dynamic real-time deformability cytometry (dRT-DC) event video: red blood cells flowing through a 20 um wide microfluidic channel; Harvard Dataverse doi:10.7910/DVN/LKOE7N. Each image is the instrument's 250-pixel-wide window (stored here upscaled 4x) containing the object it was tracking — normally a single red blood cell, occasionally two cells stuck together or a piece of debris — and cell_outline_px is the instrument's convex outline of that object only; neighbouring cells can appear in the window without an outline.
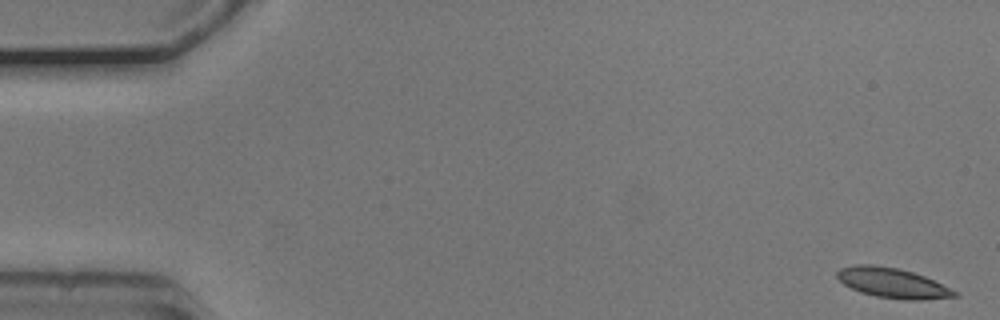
{"species": "common noctule bat (a hibernating species)", "species_latin": "Nyctalus noctula", "temperature_condition": "cold", "stored_images_in_passage": 52, "camera_frame_rate_fps": 3000, "um_per_image_px": 0.085, "animal": {"sex": "male", "body_mass_g": 20.5, "forearm_length_mm": 52.5}, "frame": {"image": 1, "passage_image": 1, "time_ms": 0.0, "image_size_px": [1000, 320], "cell_outline_px": [[960, 296], [920, 300], [904, 300], [876, 296], [860, 292], [844, 284], [836, 276], [836, 272], [840, 268], [856, 264], [872, 264], [896, 268], [912, 272], [924, 276], [960, 292]], "centroid_in_image_um": [75.89, 24.05], "position_along_channel_um": 9.1, "area_um2": 20.52}}
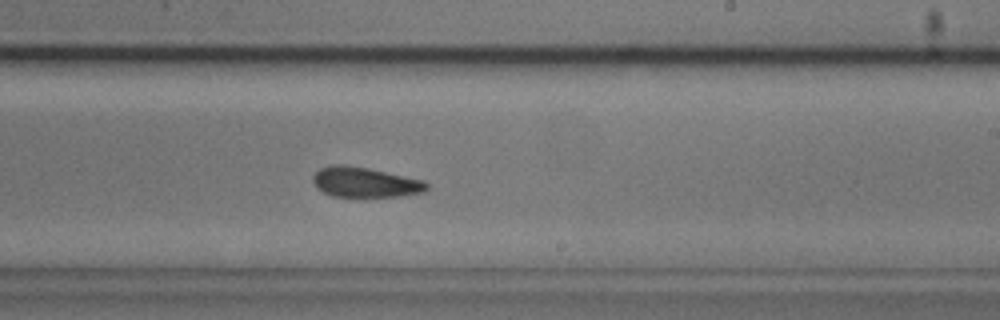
{"frame": {"image": 2, "passage_image": 32, "time_ms": 10.333, "image_size_px": [1000, 320], "cell_outline_px": [[428, 188], [424, 192], [396, 196], [332, 196], [316, 188], [312, 180], [312, 176], [320, 168], [332, 164], [344, 164], [368, 168], [424, 180], [428, 184]], "centroid_in_image_um": [31.0, 15.48], "position_along_channel_um": 258.0, "area_um2": 19.88}}
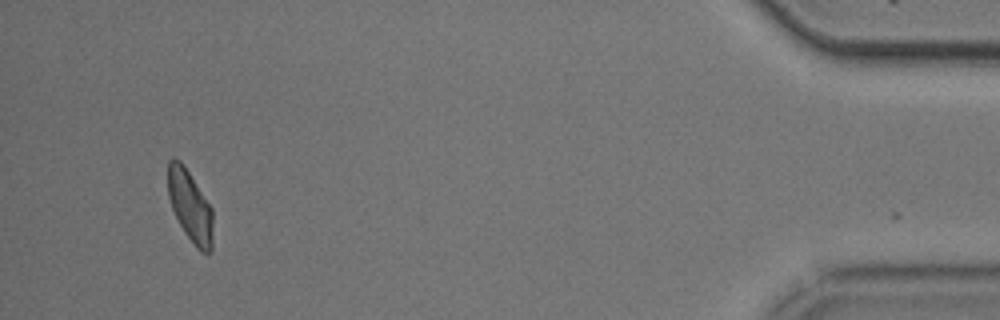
{"frame": {"image": 3, "passage_image": 51, "time_ms": 16.667, "image_size_px": [1000, 320], "cell_outline_px": [[212, 252], [200, 252], [196, 248], [184, 232], [172, 208], [168, 196], [168, 160], [172, 156], [180, 160], [184, 164], [212, 208]], "centroid_in_image_um": [16.15, 17.5], "position_along_channel_um": 419.0, "area_um2": 18.79}, "authors_computed_cell_mechanics": {"area_um2": 20.4901, "velocity_mm_per_s": 3.7155, "shape_relaxation_time_tau1_ms": 3.7301, "shape_relaxation_time_tau2_ms": 5.2295, "deformation_change_tau1": 0.0981, "deformation_change_tau2": 0.1074}}